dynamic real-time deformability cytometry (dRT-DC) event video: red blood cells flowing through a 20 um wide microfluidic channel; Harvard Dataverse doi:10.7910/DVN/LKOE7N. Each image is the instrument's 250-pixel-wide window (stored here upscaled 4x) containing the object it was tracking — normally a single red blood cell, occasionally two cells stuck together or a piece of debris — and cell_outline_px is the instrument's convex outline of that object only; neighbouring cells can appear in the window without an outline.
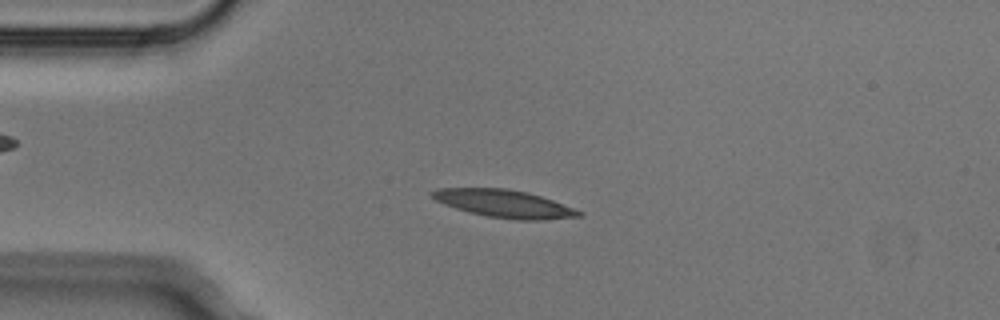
{"species": "Egyptian fruit bat (a non-hibernating species)", "species_latin": "Rousettus aegyptiacus", "temperature_condition": "cold", "stored_images_in_passage": 3, "camera_frame_rate_fps": 3000, "um_per_image_px": 0.085, "animal": {"sex": "male"}, "frame": {"image": 1, "passage_image": 3, "time_ms": 0.667, "image_size_px": [1000, 320], "cell_outline_px": [[584, 216], [544, 220], [516, 220], [488, 216], [468, 212], [444, 204], [436, 200], [428, 192], [436, 188], [508, 188], [528, 192], [552, 200], [584, 212]], "centroid_in_image_um": [42.86, 17.31], "position_along_channel_um": 42.1, "area_um2": 23.76}}